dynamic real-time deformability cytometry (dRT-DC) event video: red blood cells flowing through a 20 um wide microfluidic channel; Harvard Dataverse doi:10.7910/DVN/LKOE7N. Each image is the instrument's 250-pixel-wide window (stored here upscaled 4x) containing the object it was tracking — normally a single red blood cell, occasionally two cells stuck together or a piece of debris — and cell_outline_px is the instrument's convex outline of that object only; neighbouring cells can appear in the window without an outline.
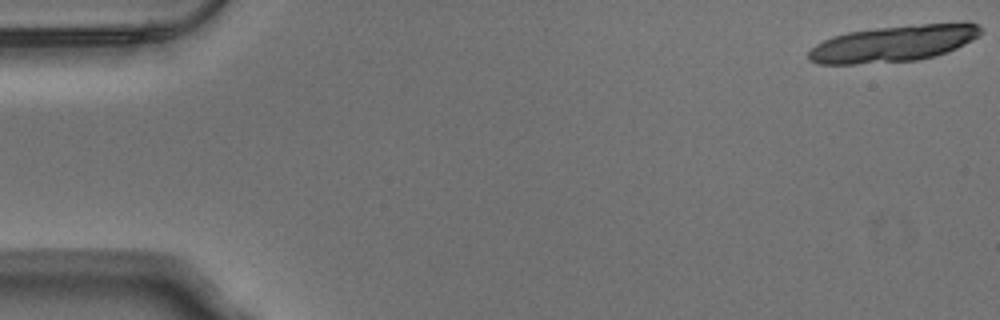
{"species": "Egyptian fruit bat (a non-hibernating species)", "species_latin": "Rousettus aegyptiacus", "temperature_condition": "warm", "stored_images_in_passage": 21, "segment_of_instrument_passage": [1, 2], "camera_frame_rate_fps": 3000, "um_per_image_px": 0.085, "animal": {"sex": "male"}, "frame": {"image": 1, "passage_image": 1, "time_ms": 0.0, "image_size_px": [1000, 320], "cell_outline_px": [[984, 32], [980, 36], [956, 48], [932, 56], [916, 60], [856, 64], [816, 64], [808, 60], [808, 52], [816, 44], [832, 36], [848, 32], [872, 28], [908, 24], [964, 20], [968, 20], [976, 24]], "centroid_in_image_um": [76.01, 3.66], "position_along_channel_um": 9.0, "area_um2": 37.28}}